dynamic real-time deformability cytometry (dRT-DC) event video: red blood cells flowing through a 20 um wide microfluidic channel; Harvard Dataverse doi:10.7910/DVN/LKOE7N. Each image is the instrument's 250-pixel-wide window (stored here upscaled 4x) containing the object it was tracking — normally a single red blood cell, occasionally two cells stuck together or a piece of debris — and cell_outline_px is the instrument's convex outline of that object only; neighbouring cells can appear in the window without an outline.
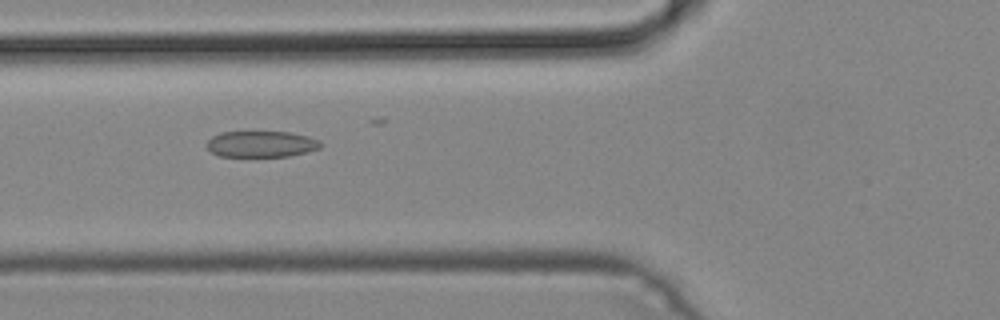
{"species": "common noctule bat (a hibernating species)", "species_latin": "Nyctalus noctula", "temperature_condition": "cold", "stored_images_in_passage": 41, "camera_frame_rate_fps": 3000, "um_per_image_px": 0.085, "animal": {"sex": "male", "body_mass_g": 19.2, "forearm_length_mm": 51.8}, "frame": {"image": 1, "passage_image": 19, "time_ms": 6.0, "image_size_px": [1000, 320], "cell_outline_px": [[324, 144], [320, 148], [288, 156], [220, 156], [212, 152], [204, 144], [212, 136], [220, 132], [288, 132], [308, 136], [320, 140]], "centroid_in_image_um": [22.2, 12.24], "position_along_channel_um": 103.6, "area_um2": 17.34}}
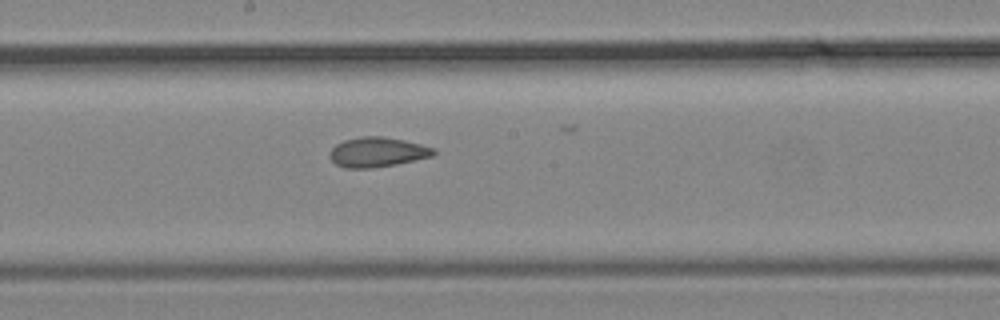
{"frame": {"image": 2, "passage_image": 27, "time_ms": 8.667, "image_size_px": [1000, 320], "cell_outline_px": [[436, 152], [432, 156], [396, 164], [372, 168], [344, 168], [336, 164], [328, 156], [332, 148], [336, 144], [344, 140], [360, 136], [384, 136], [404, 140], [436, 148]], "centroid_in_image_um": [32.06, 12.92], "position_along_channel_um": 216.1, "area_um2": 18.09}}
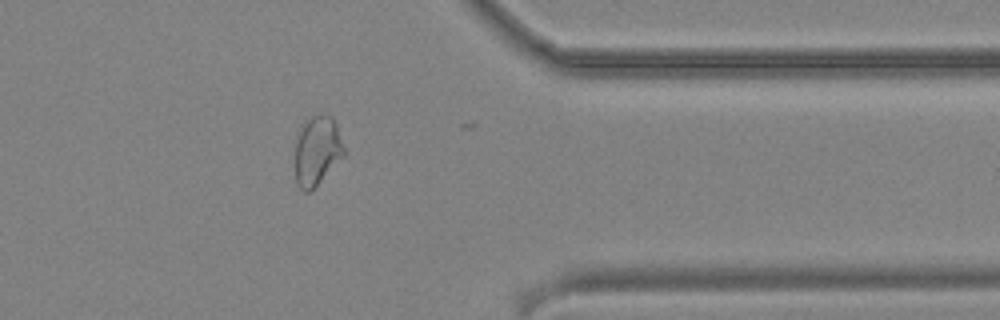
{"frame": {"image": 3, "passage_image": 40, "time_ms": 13.0, "image_size_px": [1000, 320], "cell_outline_px": [[344, 156], [308, 192], [304, 192], [296, 184], [296, 140], [300, 128], [312, 116], [320, 112], [332, 116], [336, 124], [344, 148]], "centroid_in_image_um": [26.95, 12.77], "position_along_channel_um": 384.4, "area_um2": 19.42}}